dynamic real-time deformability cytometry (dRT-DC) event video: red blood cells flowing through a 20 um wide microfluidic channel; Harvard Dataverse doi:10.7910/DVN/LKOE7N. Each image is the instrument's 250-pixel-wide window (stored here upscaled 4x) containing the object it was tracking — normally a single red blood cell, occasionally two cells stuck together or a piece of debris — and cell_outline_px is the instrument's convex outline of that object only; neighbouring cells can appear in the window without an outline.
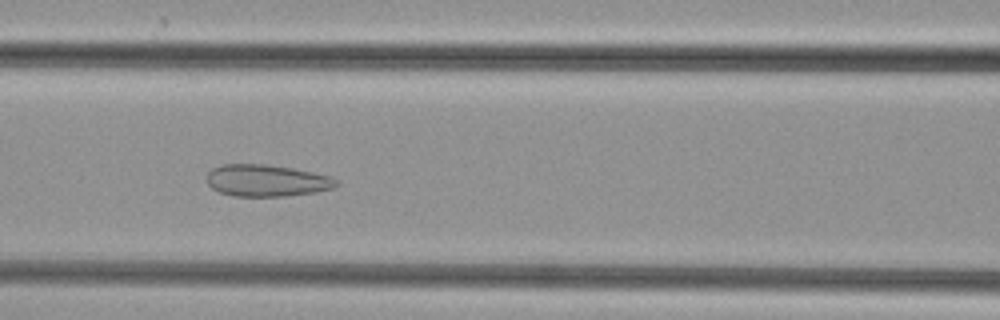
{"species": "common noctule bat (a hibernating species)", "species_latin": "Nyctalus noctula", "temperature_condition": "cold", "stored_images_in_passage": 49, "camera_frame_rate_fps": 3000, "um_per_image_px": 0.085, "animal": {"sex": "female", "body_mass_g": 29.2, "forearm_length_mm": 56.3}, "frame": {"image": 1, "passage_image": 21, "time_ms": 6.667, "image_size_px": [1000, 320], "cell_outline_px": [[340, 184], [336, 188], [316, 192], [284, 196], [232, 196], [220, 192], [212, 188], [208, 184], [208, 172], [212, 168], [220, 164], [264, 164], [292, 168], [332, 176], [340, 180]], "centroid_in_image_um": [22.72, 15.34], "position_along_channel_um": 143.9, "area_um2": 24.28}}
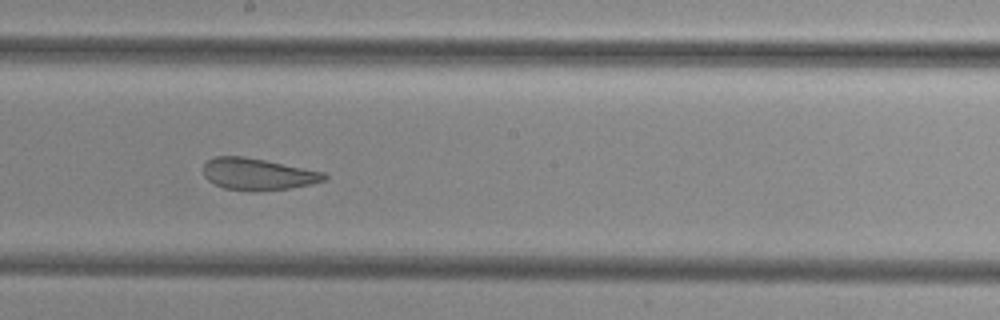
{"frame": {"image": 2, "passage_image": 27, "time_ms": 8.667, "image_size_px": [1000, 320], "cell_outline_px": [[328, 180], [312, 184], [288, 188], [224, 188], [208, 180], [204, 176], [204, 164], [208, 160], [216, 156], [244, 156], [324, 172], [328, 176]], "centroid_in_image_um": [21.94, 14.75], "position_along_channel_um": 226.3, "area_um2": 21.44}}
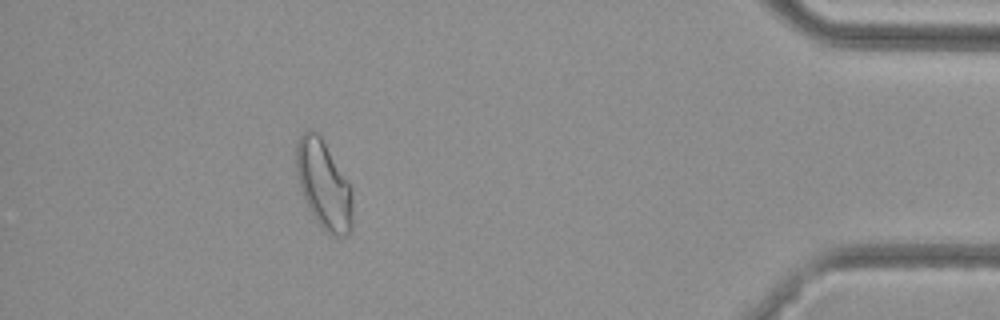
{"frame": {"image": 3, "passage_image": 44, "time_ms": 14.333, "image_size_px": [1000, 320], "cell_outline_px": [[352, 232], [344, 236], [332, 236], [316, 220], [308, 208], [304, 200], [300, 188], [296, 172], [296, 144], [300, 136], [308, 128], [316, 132], [320, 136], [352, 188]], "centroid_in_image_um": [27.51, 15.72], "position_along_channel_um": 407.7, "area_um2": 28.9}}